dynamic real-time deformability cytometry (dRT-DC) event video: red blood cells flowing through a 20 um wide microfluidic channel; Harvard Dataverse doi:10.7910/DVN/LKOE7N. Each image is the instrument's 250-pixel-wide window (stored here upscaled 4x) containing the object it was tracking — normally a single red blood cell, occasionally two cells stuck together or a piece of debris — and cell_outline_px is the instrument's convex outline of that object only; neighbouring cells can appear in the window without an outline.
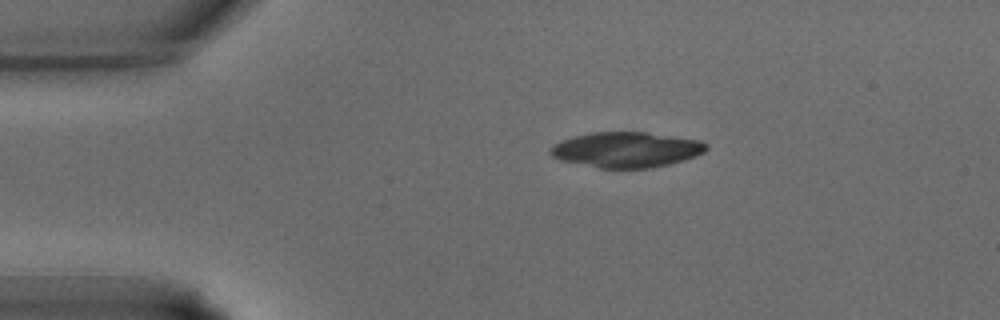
{"species": "common noctule bat (a hibernating species)", "species_latin": "Nyctalus noctula", "temperature_condition": "warm", "stored_images_in_passage": 7, "camera_frame_rate_fps": 3000, "um_per_image_px": 0.085, "animal": {"sex": "male", "body_mass_g": 15.6}, "frame": {"image": 1, "passage_image": 1, "time_ms": 0.0, "image_size_px": [1000, 320], "cell_outline_px": [[708, 148], [704, 152], [696, 156], [668, 164], [652, 168], [600, 168], [560, 160], [552, 156], [548, 152], [556, 144], [564, 140], [576, 136], [592, 132], [644, 132], [700, 140], [708, 144]], "centroid_in_image_um": [53.27, 12.73], "position_along_channel_um": 31.7, "area_um2": 31.85}}